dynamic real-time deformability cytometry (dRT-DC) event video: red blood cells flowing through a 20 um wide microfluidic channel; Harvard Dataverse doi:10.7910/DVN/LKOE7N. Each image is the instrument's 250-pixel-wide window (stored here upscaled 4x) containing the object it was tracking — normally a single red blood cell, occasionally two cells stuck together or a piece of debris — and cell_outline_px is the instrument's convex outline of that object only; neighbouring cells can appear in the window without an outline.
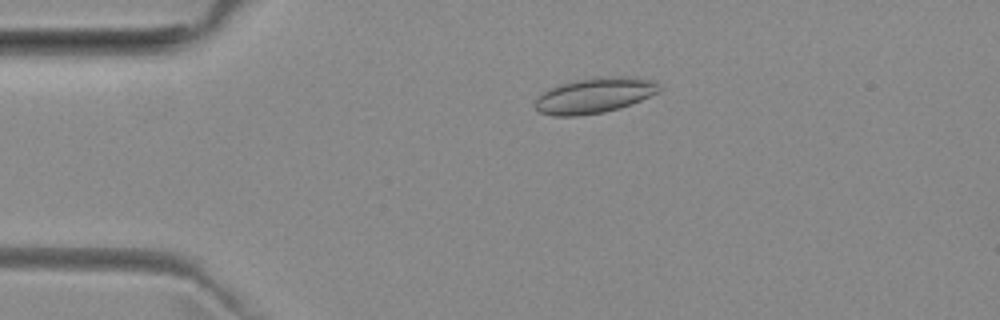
{"species": "common noctule bat (a hibernating species)", "species_latin": "Nyctalus noctula", "temperature_condition": "room temperature", "stored_images_in_passage": 47, "camera_frame_rate_fps": 3000, "um_per_image_px": 0.085, "animal": {"sex": "female", "body_mass_g": 29.2, "forearm_length_mm": 56.3}, "frame": {"image": 1, "passage_image": 6, "time_ms": 1.667, "image_size_px": [1000, 320], "cell_outline_px": [[660, 92], [620, 108], [604, 112], [580, 116], [552, 116], [540, 112], [536, 108], [536, 100], [544, 92], [560, 84], [572, 80], [592, 76], [628, 76], [656, 80], [660, 84]], "centroid_in_image_um": [50.59, 8.09], "position_along_channel_um": 34.4, "area_um2": 25.89}}
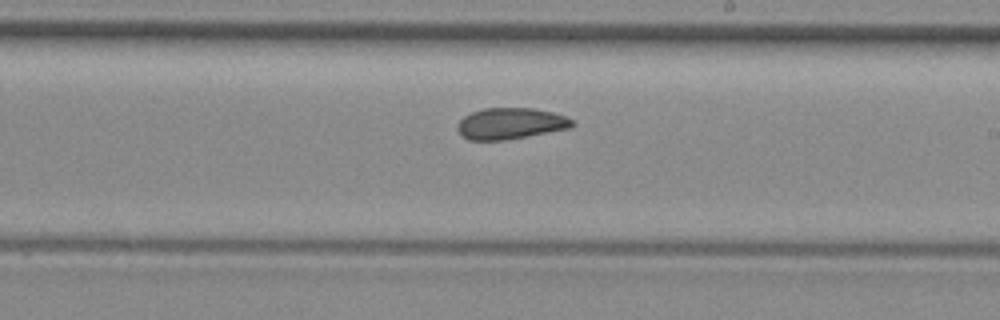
{"frame": {"image": 2, "passage_image": 25, "time_ms": 8.0, "image_size_px": [1000, 320], "cell_outline_px": [[576, 124], [572, 128], [504, 140], [468, 140], [456, 128], [456, 124], [464, 116], [472, 112], [484, 108], [532, 108], [552, 112], [568, 116]], "centroid_in_image_um": [43.42, 10.49], "position_along_channel_um": 245.6, "area_um2": 20.98}}
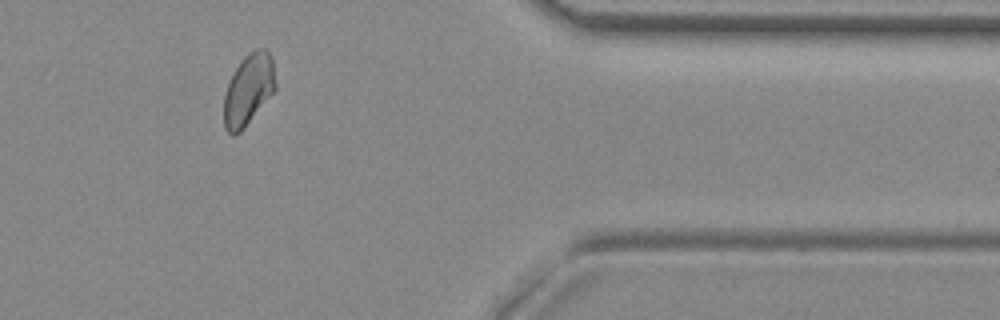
{"frame": {"image": 3, "passage_image": 38, "time_ms": 12.333, "image_size_px": [1000, 320], "cell_outline_px": [[276, 88], [244, 128], [240, 132], [232, 136], [224, 128], [224, 96], [228, 84], [240, 60], [244, 56], [256, 48], [264, 48], [268, 52], [272, 60], [276, 84]], "centroid_in_image_um": [21.11, 7.62], "position_along_channel_um": 390.3, "area_um2": 21.15}, "authors_computed_cell_mechanics": {"area_um2": 21.5594, "velocity_mm_per_s": 3.9435, "shape_relaxation_time_tau1_ms": null, "shape_relaxation_time_tau2_ms": 1.8146, "deformation_change_tau1": null, "deformation_change_tau2": 0.0688}}